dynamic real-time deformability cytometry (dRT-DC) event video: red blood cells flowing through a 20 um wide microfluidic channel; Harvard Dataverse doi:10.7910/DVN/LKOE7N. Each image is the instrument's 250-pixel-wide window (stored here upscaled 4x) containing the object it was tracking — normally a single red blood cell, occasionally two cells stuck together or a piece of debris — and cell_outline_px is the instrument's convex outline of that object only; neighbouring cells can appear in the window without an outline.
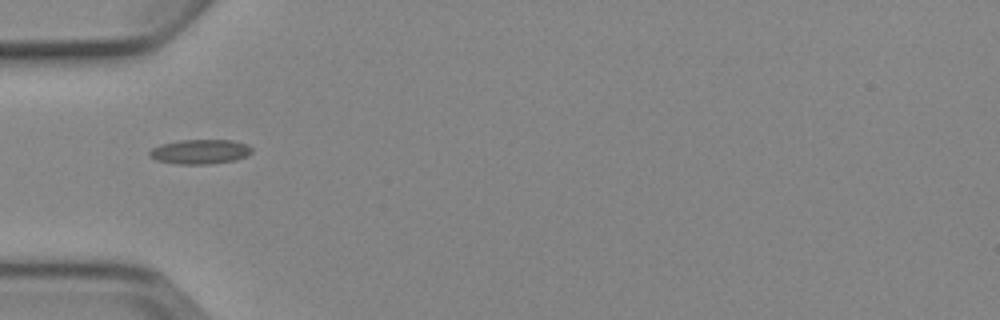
{"species": "Egyptian fruit bat (a non-hibernating species)", "species_latin": "Rousettus aegyptiacus", "temperature_condition": "cold", "stored_images_in_passage": 7, "segment_of_instrument_passage": [2, 2], "camera_frame_rate_fps": 3000, "um_per_image_px": 0.085, "animal": {"sex": "female"}, "frame": {"image": 1, "passage_image": 5, "time_ms": 5.667, "image_size_px": [1000, 320], "cell_outline_px": [[252, 152], [236, 160], [208, 164], [176, 164], [156, 160], [148, 156], [148, 152], [152, 148], [160, 144], [180, 140], [232, 140], [248, 144], [252, 148]], "centroid_in_image_um": [16.98, 12.89], "position_along_channel_um": 68.0, "area_um2": 14.74}}
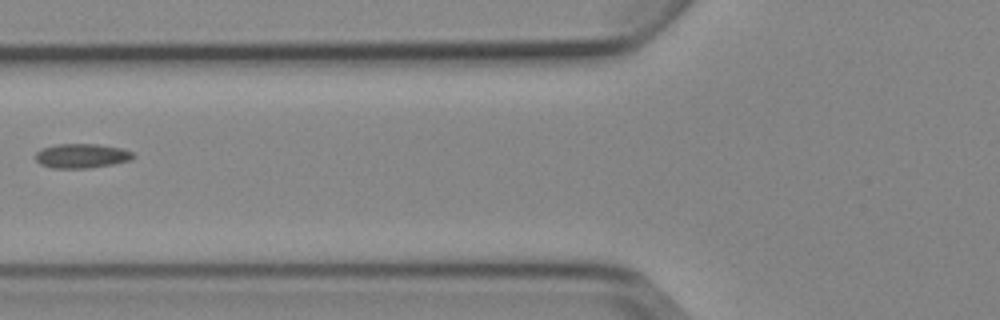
{"frame": {"image": 2, "passage_image": 6, "time_ms": 7.0, "image_size_px": [1000, 320], "cell_outline_px": [[136, 156], [132, 160], [112, 164], [88, 168], [52, 168], [40, 164], [36, 160], [36, 152], [44, 148], [56, 144], [96, 144], [124, 148], [132, 152]], "centroid_in_image_um": [6.98, 13.24], "position_along_channel_um": 118.8, "area_um2": 13.93}}
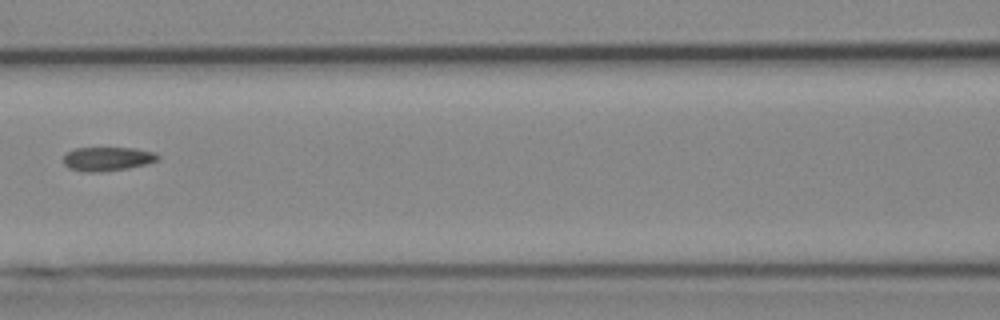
{"frame": {"image": 3, "passage_image": 7, "time_ms": 8.0, "image_size_px": [1000, 320], "cell_outline_px": [[160, 160], [148, 164], [128, 168], [100, 172], [84, 172], [68, 168], [64, 164], [64, 156], [72, 148], [136, 148], [152, 152], [160, 156]], "centroid_in_image_um": [9.14, 13.51], "position_along_channel_um": 157.5, "area_um2": 13.29}}